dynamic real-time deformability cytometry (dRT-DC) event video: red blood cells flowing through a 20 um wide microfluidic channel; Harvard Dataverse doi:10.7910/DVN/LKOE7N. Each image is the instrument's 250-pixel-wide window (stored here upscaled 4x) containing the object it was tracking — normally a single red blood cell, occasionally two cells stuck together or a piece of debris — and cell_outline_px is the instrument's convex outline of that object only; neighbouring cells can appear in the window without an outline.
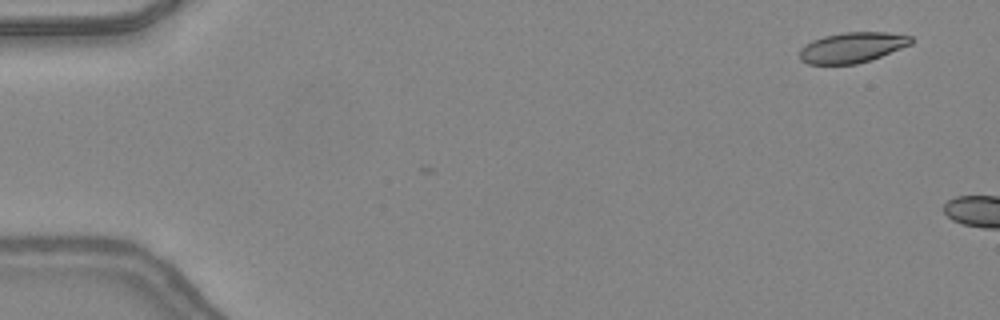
{"species": "common noctule bat (a hibernating species)", "species_latin": "Nyctalus noctula", "temperature_condition": "warm", "stored_images_in_passage": 5, "camera_frame_rate_fps": 3000, "um_per_image_px": 0.085, "animal": {"sex": "female", "body_mass_g": 24.6, "forearm_length_mm": 56.2}, "frame": {"image": 1, "passage_image": 2, "time_ms": 0.333, "image_size_px": [1000, 320], "cell_outline_px": [[912, 44], [880, 56], [856, 64], [808, 64], [800, 60], [800, 48], [812, 40], [824, 36], [844, 32], [888, 32], [912, 36]], "centroid_in_image_um": [72.42, 4.03], "position_along_channel_um": 12.6, "area_um2": 19.65}}